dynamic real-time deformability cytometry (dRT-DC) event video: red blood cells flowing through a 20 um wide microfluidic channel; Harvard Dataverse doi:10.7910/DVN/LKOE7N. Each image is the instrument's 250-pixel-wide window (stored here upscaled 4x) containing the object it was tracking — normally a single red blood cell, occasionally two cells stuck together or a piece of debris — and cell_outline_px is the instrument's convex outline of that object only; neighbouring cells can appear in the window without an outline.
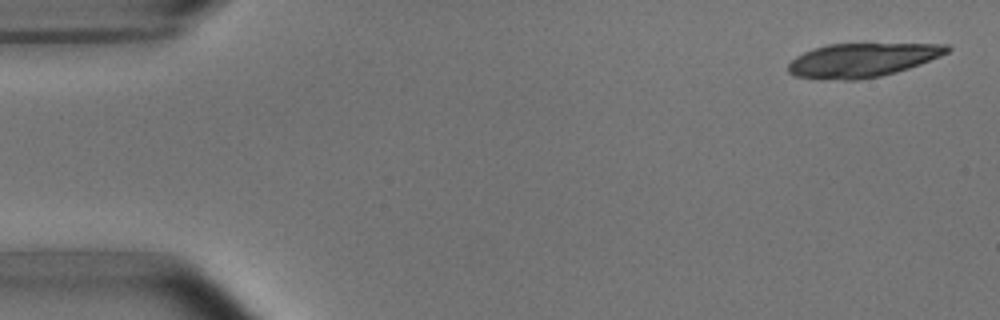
{"species": "common noctule bat (a hibernating species)", "species_latin": "Nyctalus noctula", "temperature_condition": "room temperature", "stored_images_in_passage": 5, "camera_frame_rate_fps": 3000, "um_per_image_px": 0.085, "animal": {"sex": "male", "body_mass_g": 15.6}, "frame": {"image": 1, "passage_image": 1, "time_ms": 0.0, "image_size_px": [1000, 320], "cell_outline_px": [[952, 48], [948, 52], [940, 56], [920, 64], [896, 72], [880, 76], [856, 80], [820, 80], [796, 76], [788, 72], [788, 64], [796, 56], [804, 52], [828, 44], [948, 44]], "centroid_in_image_um": [73.26, 5.12], "position_along_channel_um": 11.7, "area_um2": 31.33}}